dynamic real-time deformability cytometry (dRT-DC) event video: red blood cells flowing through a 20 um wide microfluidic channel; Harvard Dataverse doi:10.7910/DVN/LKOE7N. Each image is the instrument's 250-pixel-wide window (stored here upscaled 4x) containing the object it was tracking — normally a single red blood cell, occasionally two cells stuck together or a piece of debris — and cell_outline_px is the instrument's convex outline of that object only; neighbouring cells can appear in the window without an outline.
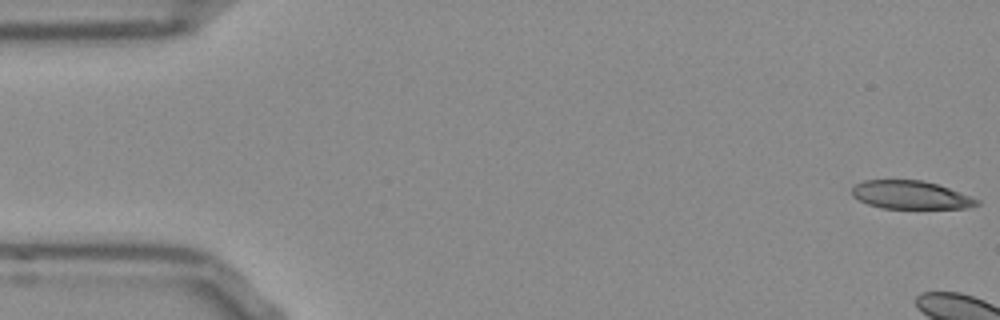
{"species": "Egyptian fruit bat (a non-hibernating species)", "species_latin": "Rousettus aegyptiacus", "temperature_condition": "room temperature", "stored_images_in_passage": 6, "camera_frame_rate_fps": 3000, "um_per_image_px": 0.085, "frame": {"image": 1, "passage_image": 1, "time_ms": 0.0, "image_size_px": [1000, 320], "cell_outline_px": [[980, 204], [968, 208], [880, 208], [868, 204], [852, 196], [852, 188], [856, 184], [864, 180], [924, 180], [972, 196], [980, 200]], "centroid_in_image_um": [77.42, 16.57], "position_along_channel_um": 7.6, "area_um2": 20.52}}